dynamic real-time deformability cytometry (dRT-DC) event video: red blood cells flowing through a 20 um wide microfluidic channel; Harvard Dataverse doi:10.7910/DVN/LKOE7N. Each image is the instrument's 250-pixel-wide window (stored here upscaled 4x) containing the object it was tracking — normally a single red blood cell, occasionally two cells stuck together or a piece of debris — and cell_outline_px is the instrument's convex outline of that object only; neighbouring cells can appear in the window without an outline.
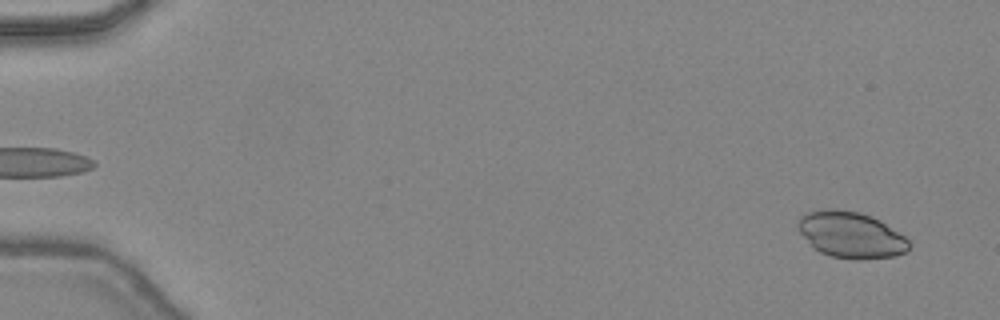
{"species": "common noctule bat (a hibernating species)", "species_latin": "Nyctalus noctula", "temperature_condition": "warm", "stored_images_in_passage": 18, "camera_frame_rate_fps": 3000, "um_per_image_px": 0.085, "animal": {"sex": "female", "body_mass_g": 24.6, "forearm_length_mm": 56.2}, "frame": {"image": 1, "passage_image": 2, "time_ms": 0.333, "image_size_px": [1000, 320], "cell_outline_px": [[912, 244], [908, 252], [896, 256], [856, 260], [832, 256], [820, 252], [812, 248], [800, 232], [796, 224], [800, 216], [804, 212], [832, 208], [860, 212], [872, 216], [880, 220], [904, 236]], "centroid_in_image_um": [72.33, 19.96], "position_along_channel_um": 12.7, "area_um2": 30.29}}
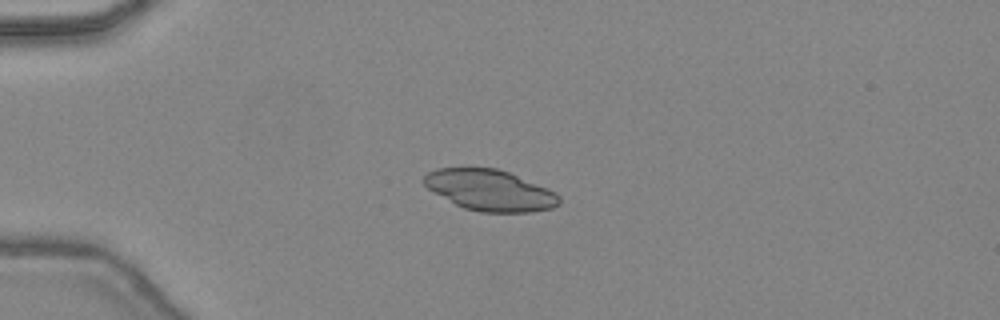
{"frame": {"image": 2, "passage_image": 12, "time_ms": 3.667, "image_size_px": [1000, 320], "cell_outline_px": [[560, 204], [552, 208], [532, 212], [480, 212], [464, 208], [456, 204], [428, 188], [420, 180], [428, 172], [436, 168], [496, 168], [508, 172], [548, 188], [556, 192], [560, 196]], "centroid_in_image_um": [41.66, 16.17], "position_along_channel_um": 43.3, "area_um2": 32.19}}